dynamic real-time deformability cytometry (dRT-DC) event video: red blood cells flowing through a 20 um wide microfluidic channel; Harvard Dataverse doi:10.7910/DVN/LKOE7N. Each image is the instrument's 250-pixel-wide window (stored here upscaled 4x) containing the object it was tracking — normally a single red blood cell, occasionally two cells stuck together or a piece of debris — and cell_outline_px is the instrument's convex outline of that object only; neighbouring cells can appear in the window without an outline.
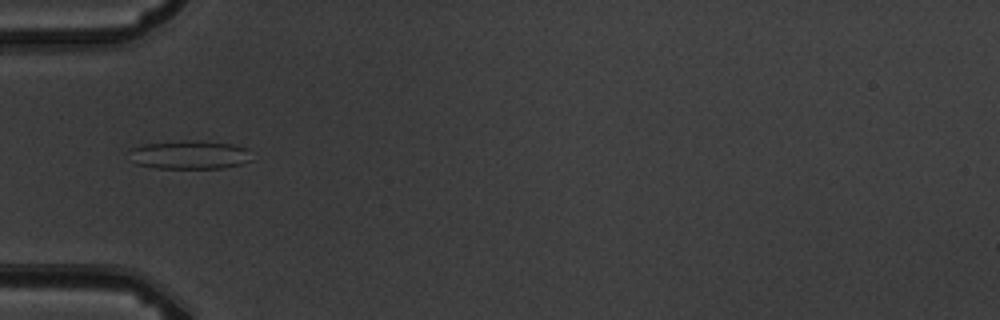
{"species": "common noctule bat (a hibernating species)", "species_latin": "Nyctalus noctula", "temperature_condition": "warm", "stored_images_in_passage": 4, "camera_frame_rate_fps": 3000, "um_per_image_px": 0.085, "animal": {"sex": "male", "body_mass_g": 19.5, "forearm_length_mm": 54.6}, "frame": {"image": 1, "passage_image": 3, "time_ms": 3.333, "image_size_px": [1000, 320], "cell_outline_px": [[252, 160], [240, 164], [224, 168], [156, 168], [136, 164], [132, 148], [144, 144], [180, 140], [200, 140], [232, 144], [248, 148]], "centroid_in_image_um": [16.2, 13.15], "position_along_channel_um": 68.8, "area_um2": 20.29}}
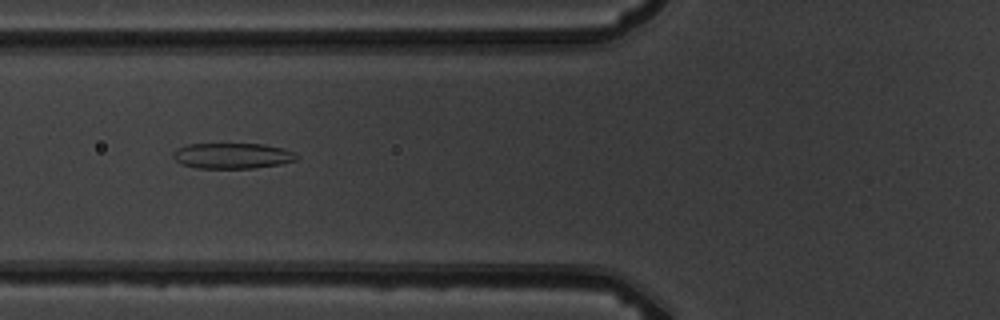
{"frame": {"image": 2, "passage_image": 4, "time_ms": 4.333, "image_size_px": [1000, 320], "cell_outline_px": [[300, 156], [296, 160], [280, 164], [256, 168], [196, 168], [180, 164], [172, 156], [172, 152], [176, 148], [188, 144], [264, 144], [284, 148], [296, 152]], "centroid_in_image_um": [19.76, 13.24], "position_along_channel_um": 106.0, "area_um2": 18.73}}